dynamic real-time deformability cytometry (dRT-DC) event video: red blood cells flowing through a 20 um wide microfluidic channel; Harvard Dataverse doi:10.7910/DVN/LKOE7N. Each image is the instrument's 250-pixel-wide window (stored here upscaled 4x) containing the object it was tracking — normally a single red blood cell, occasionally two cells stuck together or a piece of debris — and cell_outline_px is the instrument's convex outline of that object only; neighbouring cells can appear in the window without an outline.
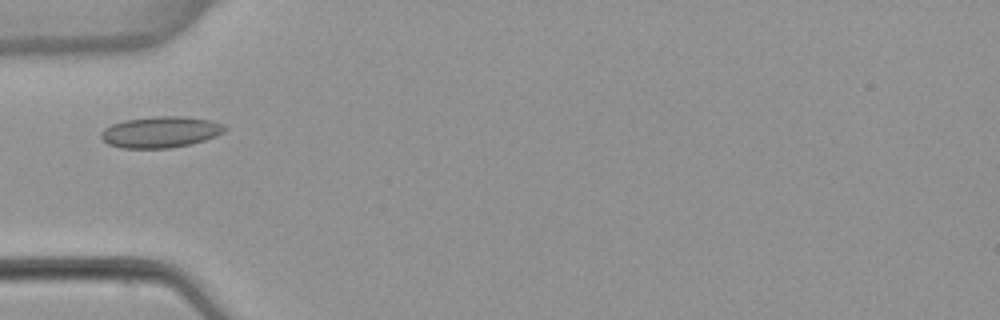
{"species": "common noctule bat (a hibernating species)", "species_latin": "Nyctalus noctula", "temperature_condition": "warm", "stored_images_in_passage": 3, "camera_frame_rate_fps": 3000, "um_per_image_px": 0.085, "animal": {"sex": "female", "body_mass_g": 22.7, "forearm_length_mm": 54.2}, "frame": {"image": 1, "passage_image": 3, "time_ms": 3.333, "image_size_px": [1000, 320], "cell_outline_px": [[228, 128], [224, 132], [216, 136], [192, 144], [168, 148], [120, 148], [108, 144], [100, 136], [100, 132], [104, 128], [112, 124], [124, 120], [156, 116], [184, 116], [212, 120], [224, 124]], "centroid_in_image_um": [13.67, 11.22], "position_along_channel_um": 71.3, "area_um2": 22.72}}